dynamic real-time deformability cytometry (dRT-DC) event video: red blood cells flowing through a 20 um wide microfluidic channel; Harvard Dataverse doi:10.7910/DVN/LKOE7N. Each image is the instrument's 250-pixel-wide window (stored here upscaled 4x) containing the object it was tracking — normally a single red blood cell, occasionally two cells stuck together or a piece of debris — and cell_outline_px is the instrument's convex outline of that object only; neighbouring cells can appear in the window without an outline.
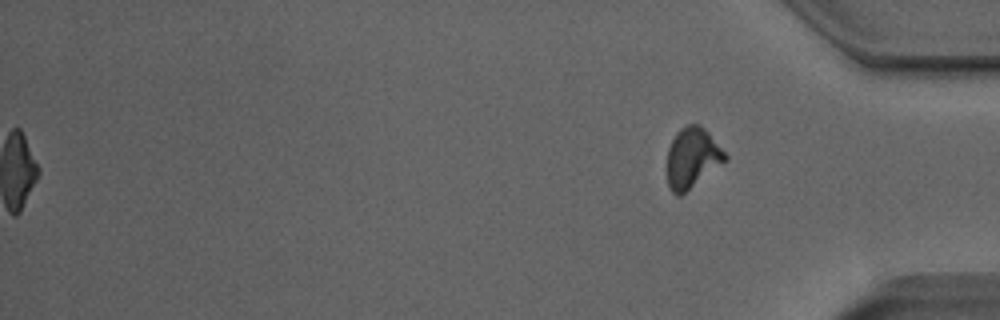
{"species": "Egyptian fruit bat (a non-hibernating species)", "species_latin": "Rousettus aegyptiacus", "temperature_condition": "room temperature", "stored_images_in_passage": 12, "segment_of_instrument_passage": [2, 2], "camera_frame_rate_fps": 3000, "um_per_image_px": 0.085, "animal": {"sex": "male"}, "frame": {"image": 1, "passage_image": 12, "time_ms": 14.667, "image_size_px": [1000, 320], "cell_outline_px": [[728, 160], [680, 196], [676, 196], [672, 192], [668, 184], [668, 148], [676, 132], [680, 128], [688, 124], [700, 124], [708, 132], [728, 156]], "centroid_in_image_um": [58.85, 13.41], "position_along_channel_um": 376.3, "area_um2": 20.35}}